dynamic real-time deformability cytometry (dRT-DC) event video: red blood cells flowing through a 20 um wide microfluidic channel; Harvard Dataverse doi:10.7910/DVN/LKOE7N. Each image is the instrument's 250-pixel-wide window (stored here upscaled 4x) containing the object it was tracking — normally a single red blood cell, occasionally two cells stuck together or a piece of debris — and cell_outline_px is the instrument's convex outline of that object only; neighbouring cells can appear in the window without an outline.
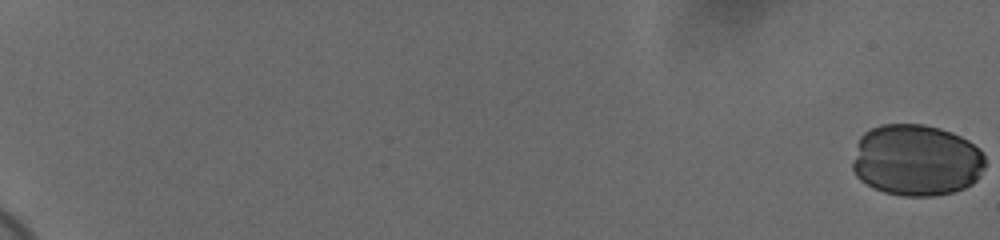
{"species": "human", "species_latin": "Homo sapiens", "temperature_condition": "cold", "stored_images_in_passage": 53, "camera_frame_rate_fps": 3000, "um_per_image_px": 0.085, "donor": {"sex": "female"}, "frame": {"image": 1, "passage_image": 1, "time_ms": 0.0, "image_size_px": [1000, 240], "cell_outline_px": [[984, 168], [980, 176], [972, 184], [964, 188], [952, 192], [932, 196], [904, 196], [884, 192], [872, 188], [860, 180], [856, 176], [852, 168], [852, 164], [856, 144], [860, 136], [864, 132], [880, 124], [924, 124], [940, 128], [952, 132], [968, 140], [980, 148], [984, 156]], "centroid_in_image_um": [77.87, 13.61], "position_along_channel_um": 7.1, "area_um2": 55.83}}
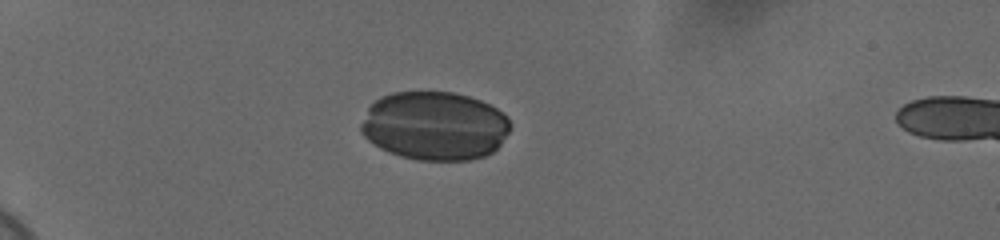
{"frame": {"image": 2, "passage_image": 20, "time_ms": 6.333, "image_size_px": [1000, 240], "cell_outline_px": [[512, 128], [500, 144], [492, 152], [484, 156], [468, 160], [416, 160], [400, 156], [388, 152], [380, 148], [368, 140], [360, 132], [360, 124], [368, 108], [380, 96], [392, 92], [452, 92], [468, 96], [480, 100], [496, 108], [508, 116], [512, 124]], "centroid_in_image_um": [36.95, 10.7], "position_along_channel_um": 48.1, "area_um2": 60.11}}
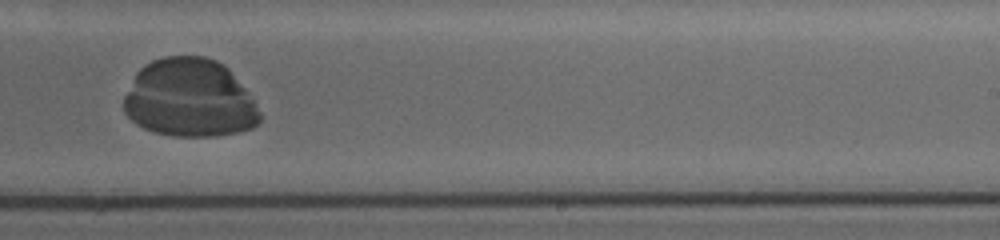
{"frame": {"image": 3, "passage_image": 42, "time_ms": 13.667, "image_size_px": [1000, 240], "cell_outline_px": [[260, 120], [252, 128], [236, 132], [216, 136], [172, 136], [156, 132], [144, 128], [136, 124], [124, 112], [124, 96], [136, 72], [144, 64], [152, 60], [164, 56], [204, 56], [216, 60], [224, 64], [228, 68], [248, 92], [256, 104], [260, 112]], "centroid_in_image_um": [16.1, 8.35], "position_along_channel_um": 272.9, "area_um2": 62.19}}